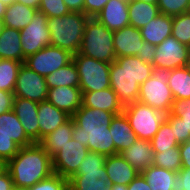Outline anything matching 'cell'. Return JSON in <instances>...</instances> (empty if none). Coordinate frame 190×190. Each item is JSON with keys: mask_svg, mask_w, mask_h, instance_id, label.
I'll use <instances>...</instances> for the list:
<instances>
[{"mask_svg": "<svg viewBox=\"0 0 190 190\" xmlns=\"http://www.w3.org/2000/svg\"><path fill=\"white\" fill-rule=\"evenodd\" d=\"M114 116L112 112L82 105L71 117L74 121L72 138L85 145L89 151L105 156L116 155L110 134Z\"/></svg>", "mask_w": 190, "mask_h": 190, "instance_id": "obj_1", "label": "cell"}, {"mask_svg": "<svg viewBox=\"0 0 190 190\" xmlns=\"http://www.w3.org/2000/svg\"><path fill=\"white\" fill-rule=\"evenodd\" d=\"M154 67L138 56L116 57L110 64V87L123 107L138 101L139 88L150 76Z\"/></svg>", "mask_w": 190, "mask_h": 190, "instance_id": "obj_2", "label": "cell"}, {"mask_svg": "<svg viewBox=\"0 0 190 190\" xmlns=\"http://www.w3.org/2000/svg\"><path fill=\"white\" fill-rule=\"evenodd\" d=\"M6 170L12 177L13 186L21 188H30L54 174L52 157L38 142L20 147L6 163Z\"/></svg>", "mask_w": 190, "mask_h": 190, "instance_id": "obj_3", "label": "cell"}, {"mask_svg": "<svg viewBox=\"0 0 190 190\" xmlns=\"http://www.w3.org/2000/svg\"><path fill=\"white\" fill-rule=\"evenodd\" d=\"M89 18L81 12H69L64 16L48 18L51 45L67 50L73 55L77 54Z\"/></svg>", "mask_w": 190, "mask_h": 190, "instance_id": "obj_4", "label": "cell"}, {"mask_svg": "<svg viewBox=\"0 0 190 190\" xmlns=\"http://www.w3.org/2000/svg\"><path fill=\"white\" fill-rule=\"evenodd\" d=\"M113 33L95 17H90L78 53L111 64L116 59Z\"/></svg>", "mask_w": 190, "mask_h": 190, "instance_id": "obj_5", "label": "cell"}, {"mask_svg": "<svg viewBox=\"0 0 190 190\" xmlns=\"http://www.w3.org/2000/svg\"><path fill=\"white\" fill-rule=\"evenodd\" d=\"M105 155L89 151L69 180V190H110Z\"/></svg>", "mask_w": 190, "mask_h": 190, "instance_id": "obj_6", "label": "cell"}, {"mask_svg": "<svg viewBox=\"0 0 190 190\" xmlns=\"http://www.w3.org/2000/svg\"><path fill=\"white\" fill-rule=\"evenodd\" d=\"M170 70L154 68L150 76L139 88L138 102L151 106L164 114H169L174 102L168 85Z\"/></svg>", "mask_w": 190, "mask_h": 190, "instance_id": "obj_7", "label": "cell"}, {"mask_svg": "<svg viewBox=\"0 0 190 190\" xmlns=\"http://www.w3.org/2000/svg\"><path fill=\"white\" fill-rule=\"evenodd\" d=\"M79 74V88L82 92L110 88V63L98 61L80 53L73 55Z\"/></svg>", "mask_w": 190, "mask_h": 190, "instance_id": "obj_8", "label": "cell"}, {"mask_svg": "<svg viewBox=\"0 0 190 190\" xmlns=\"http://www.w3.org/2000/svg\"><path fill=\"white\" fill-rule=\"evenodd\" d=\"M123 113L137 138L143 140H151L166 119V114L163 112L138 101L125 106Z\"/></svg>", "mask_w": 190, "mask_h": 190, "instance_id": "obj_9", "label": "cell"}, {"mask_svg": "<svg viewBox=\"0 0 190 190\" xmlns=\"http://www.w3.org/2000/svg\"><path fill=\"white\" fill-rule=\"evenodd\" d=\"M73 60V54L56 46L48 45L25 58L24 65L37 74L46 77Z\"/></svg>", "mask_w": 190, "mask_h": 190, "instance_id": "obj_10", "label": "cell"}, {"mask_svg": "<svg viewBox=\"0 0 190 190\" xmlns=\"http://www.w3.org/2000/svg\"><path fill=\"white\" fill-rule=\"evenodd\" d=\"M88 152L89 150L85 145L71 138L52 157L53 173L70 179L78 171Z\"/></svg>", "mask_w": 190, "mask_h": 190, "instance_id": "obj_11", "label": "cell"}, {"mask_svg": "<svg viewBox=\"0 0 190 190\" xmlns=\"http://www.w3.org/2000/svg\"><path fill=\"white\" fill-rule=\"evenodd\" d=\"M47 20L44 13L37 11L30 24L20 30L21 48L25 58L51 45Z\"/></svg>", "mask_w": 190, "mask_h": 190, "instance_id": "obj_12", "label": "cell"}, {"mask_svg": "<svg viewBox=\"0 0 190 190\" xmlns=\"http://www.w3.org/2000/svg\"><path fill=\"white\" fill-rule=\"evenodd\" d=\"M13 93L15 97L29 99L37 103L45 101L48 93L45 77L22 64Z\"/></svg>", "mask_w": 190, "mask_h": 190, "instance_id": "obj_13", "label": "cell"}, {"mask_svg": "<svg viewBox=\"0 0 190 190\" xmlns=\"http://www.w3.org/2000/svg\"><path fill=\"white\" fill-rule=\"evenodd\" d=\"M190 47L180 43L172 35L156 46L154 68L173 70L185 67Z\"/></svg>", "mask_w": 190, "mask_h": 190, "instance_id": "obj_14", "label": "cell"}, {"mask_svg": "<svg viewBox=\"0 0 190 190\" xmlns=\"http://www.w3.org/2000/svg\"><path fill=\"white\" fill-rule=\"evenodd\" d=\"M140 30L131 25L113 33V46L116 57L137 56L143 47Z\"/></svg>", "mask_w": 190, "mask_h": 190, "instance_id": "obj_15", "label": "cell"}, {"mask_svg": "<svg viewBox=\"0 0 190 190\" xmlns=\"http://www.w3.org/2000/svg\"><path fill=\"white\" fill-rule=\"evenodd\" d=\"M13 111L19 118L27 136L33 142H39L38 103L15 97Z\"/></svg>", "mask_w": 190, "mask_h": 190, "instance_id": "obj_16", "label": "cell"}, {"mask_svg": "<svg viewBox=\"0 0 190 190\" xmlns=\"http://www.w3.org/2000/svg\"><path fill=\"white\" fill-rule=\"evenodd\" d=\"M82 97L79 87L59 86L48 89L46 100L72 117L82 106Z\"/></svg>", "mask_w": 190, "mask_h": 190, "instance_id": "obj_17", "label": "cell"}, {"mask_svg": "<svg viewBox=\"0 0 190 190\" xmlns=\"http://www.w3.org/2000/svg\"><path fill=\"white\" fill-rule=\"evenodd\" d=\"M128 2L109 0L95 18L111 31L120 30L129 25Z\"/></svg>", "mask_w": 190, "mask_h": 190, "instance_id": "obj_18", "label": "cell"}, {"mask_svg": "<svg viewBox=\"0 0 190 190\" xmlns=\"http://www.w3.org/2000/svg\"><path fill=\"white\" fill-rule=\"evenodd\" d=\"M39 141L67 122L71 116L45 100L38 103Z\"/></svg>", "mask_w": 190, "mask_h": 190, "instance_id": "obj_19", "label": "cell"}, {"mask_svg": "<svg viewBox=\"0 0 190 190\" xmlns=\"http://www.w3.org/2000/svg\"><path fill=\"white\" fill-rule=\"evenodd\" d=\"M105 170L110 185L121 184L127 186L140 173L121 154L107 156Z\"/></svg>", "mask_w": 190, "mask_h": 190, "instance_id": "obj_20", "label": "cell"}, {"mask_svg": "<svg viewBox=\"0 0 190 190\" xmlns=\"http://www.w3.org/2000/svg\"><path fill=\"white\" fill-rule=\"evenodd\" d=\"M82 93V105L85 107L109 111L115 115L123 113L124 107L111 87L99 91Z\"/></svg>", "mask_w": 190, "mask_h": 190, "instance_id": "obj_21", "label": "cell"}, {"mask_svg": "<svg viewBox=\"0 0 190 190\" xmlns=\"http://www.w3.org/2000/svg\"><path fill=\"white\" fill-rule=\"evenodd\" d=\"M122 157L138 172L153 165L154 150L150 140L137 139L129 148L121 153Z\"/></svg>", "mask_w": 190, "mask_h": 190, "instance_id": "obj_22", "label": "cell"}, {"mask_svg": "<svg viewBox=\"0 0 190 190\" xmlns=\"http://www.w3.org/2000/svg\"><path fill=\"white\" fill-rule=\"evenodd\" d=\"M172 28V17L160 13L139 30L144 41L157 46L172 35Z\"/></svg>", "mask_w": 190, "mask_h": 190, "instance_id": "obj_23", "label": "cell"}, {"mask_svg": "<svg viewBox=\"0 0 190 190\" xmlns=\"http://www.w3.org/2000/svg\"><path fill=\"white\" fill-rule=\"evenodd\" d=\"M110 134L117 154L129 148L138 139L124 113L113 117L110 124Z\"/></svg>", "mask_w": 190, "mask_h": 190, "instance_id": "obj_24", "label": "cell"}, {"mask_svg": "<svg viewBox=\"0 0 190 190\" xmlns=\"http://www.w3.org/2000/svg\"><path fill=\"white\" fill-rule=\"evenodd\" d=\"M0 59H11L24 63L20 30L4 26L0 35Z\"/></svg>", "mask_w": 190, "mask_h": 190, "instance_id": "obj_25", "label": "cell"}, {"mask_svg": "<svg viewBox=\"0 0 190 190\" xmlns=\"http://www.w3.org/2000/svg\"><path fill=\"white\" fill-rule=\"evenodd\" d=\"M37 11L38 9L14 1L7 6L2 23L9 28L18 30L24 29L30 24Z\"/></svg>", "mask_w": 190, "mask_h": 190, "instance_id": "obj_26", "label": "cell"}, {"mask_svg": "<svg viewBox=\"0 0 190 190\" xmlns=\"http://www.w3.org/2000/svg\"><path fill=\"white\" fill-rule=\"evenodd\" d=\"M0 132L11 137L20 147H26L34 143L25 133L13 110L0 115Z\"/></svg>", "mask_w": 190, "mask_h": 190, "instance_id": "obj_27", "label": "cell"}, {"mask_svg": "<svg viewBox=\"0 0 190 190\" xmlns=\"http://www.w3.org/2000/svg\"><path fill=\"white\" fill-rule=\"evenodd\" d=\"M74 121L70 118L63 125L56 128L52 133L43 137L38 143L53 157L71 138Z\"/></svg>", "mask_w": 190, "mask_h": 190, "instance_id": "obj_28", "label": "cell"}, {"mask_svg": "<svg viewBox=\"0 0 190 190\" xmlns=\"http://www.w3.org/2000/svg\"><path fill=\"white\" fill-rule=\"evenodd\" d=\"M129 25L142 28L160 14L158 5L132 0L128 5Z\"/></svg>", "mask_w": 190, "mask_h": 190, "instance_id": "obj_29", "label": "cell"}, {"mask_svg": "<svg viewBox=\"0 0 190 190\" xmlns=\"http://www.w3.org/2000/svg\"><path fill=\"white\" fill-rule=\"evenodd\" d=\"M48 89L59 86L79 87V74L72 60L67 65L55 70L45 77Z\"/></svg>", "mask_w": 190, "mask_h": 190, "instance_id": "obj_30", "label": "cell"}, {"mask_svg": "<svg viewBox=\"0 0 190 190\" xmlns=\"http://www.w3.org/2000/svg\"><path fill=\"white\" fill-rule=\"evenodd\" d=\"M141 174L150 185L151 190H171V185L177 172L151 165Z\"/></svg>", "mask_w": 190, "mask_h": 190, "instance_id": "obj_31", "label": "cell"}, {"mask_svg": "<svg viewBox=\"0 0 190 190\" xmlns=\"http://www.w3.org/2000/svg\"><path fill=\"white\" fill-rule=\"evenodd\" d=\"M168 85L174 100L190 98V71L186 67L171 70Z\"/></svg>", "mask_w": 190, "mask_h": 190, "instance_id": "obj_32", "label": "cell"}, {"mask_svg": "<svg viewBox=\"0 0 190 190\" xmlns=\"http://www.w3.org/2000/svg\"><path fill=\"white\" fill-rule=\"evenodd\" d=\"M22 64L16 60L0 59V90L14 91L16 79Z\"/></svg>", "mask_w": 190, "mask_h": 190, "instance_id": "obj_33", "label": "cell"}, {"mask_svg": "<svg viewBox=\"0 0 190 190\" xmlns=\"http://www.w3.org/2000/svg\"><path fill=\"white\" fill-rule=\"evenodd\" d=\"M150 141L154 152L170 150V148L179 147L180 145L174 136L173 128L166 120L163 121L159 130Z\"/></svg>", "mask_w": 190, "mask_h": 190, "instance_id": "obj_34", "label": "cell"}, {"mask_svg": "<svg viewBox=\"0 0 190 190\" xmlns=\"http://www.w3.org/2000/svg\"><path fill=\"white\" fill-rule=\"evenodd\" d=\"M153 165L178 172L182 168L179 147H172L170 150L162 152H154Z\"/></svg>", "mask_w": 190, "mask_h": 190, "instance_id": "obj_35", "label": "cell"}, {"mask_svg": "<svg viewBox=\"0 0 190 190\" xmlns=\"http://www.w3.org/2000/svg\"><path fill=\"white\" fill-rule=\"evenodd\" d=\"M172 36L190 47V11L172 17Z\"/></svg>", "mask_w": 190, "mask_h": 190, "instance_id": "obj_36", "label": "cell"}, {"mask_svg": "<svg viewBox=\"0 0 190 190\" xmlns=\"http://www.w3.org/2000/svg\"><path fill=\"white\" fill-rule=\"evenodd\" d=\"M157 5L161 14L171 17L190 11V0H158Z\"/></svg>", "mask_w": 190, "mask_h": 190, "instance_id": "obj_37", "label": "cell"}, {"mask_svg": "<svg viewBox=\"0 0 190 190\" xmlns=\"http://www.w3.org/2000/svg\"><path fill=\"white\" fill-rule=\"evenodd\" d=\"M169 114L180 117L185 127V135H190V98L174 100Z\"/></svg>", "mask_w": 190, "mask_h": 190, "instance_id": "obj_38", "label": "cell"}, {"mask_svg": "<svg viewBox=\"0 0 190 190\" xmlns=\"http://www.w3.org/2000/svg\"><path fill=\"white\" fill-rule=\"evenodd\" d=\"M38 11L48 18L64 16L70 12L64 0H41Z\"/></svg>", "mask_w": 190, "mask_h": 190, "instance_id": "obj_39", "label": "cell"}, {"mask_svg": "<svg viewBox=\"0 0 190 190\" xmlns=\"http://www.w3.org/2000/svg\"><path fill=\"white\" fill-rule=\"evenodd\" d=\"M29 190H69V180L52 174L47 179L34 184Z\"/></svg>", "mask_w": 190, "mask_h": 190, "instance_id": "obj_40", "label": "cell"}, {"mask_svg": "<svg viewBox=\"0 0 190 190\" xmlns=\"http://www.w3.org/2000/svg\"><path fill=\"white\" fill-rule=\"evenodd\" d=\"M20 146L11 137L0 132V158L7 163L19 151Z\"/></svg>", "mask_w": 190, "mask_h": 190, "instance_id": "obj_41", "label": "cell"}, {"mask_svg": "<svg viewBox=\"0 0 190 190\" xmlns=\"http://www.w3.org/2000/svg\"><path fill=\"white\" fill-rule=\"evenodd\" d=\"M165 120L173 128L174 136L179 144L188 141L190 135H185V127L180 117L167 114Z\"/></svg>", "mask_w": 190, "mask_h": 190, "instance_id": "obj_42", "label": "cell"}, {"mask_svg": "<svg viewBox=\"0 0 190 190\" xmlns=\"http://www.w3.org/2000/svg\"><path fill=\"white\" fill-rule=\"evenodd\" d=\"M171 190H190V168H181L177 172Z\"/></svg>", "mask_w": 190, "mask_h": 190, "instance_id": "obj_43", "label": "cell"}, {"mask_svg": "<svg viewBox=\"0 0 190 190\" xmlns=\"http://www.w3.org/2000/svg\"><path fill=\"white\" fill-rule=\"evenodd\" d=\"M109 0H85L84 14L88 17L98 15Z\"/></svg>", "mask_w": 190, "mask_h": 190, "instance_id": "obj_44", "label": "cell"}, {"mask_svg": "<svg viewBox=\"0 0 190 190\" xmlns=\"http://www.w3.org/2000/svg\"><path fill=\"white\" fill-rule=\"evenodd\" d=\"M15 95L13 92L0 90V115L13 110Z\"/></svg>", "mask_w": 190, "mask_h": 190, "instance_id": "obj_45", "label": "cell"}, {"mask_svg": "<svg viewBox=\"0 0 190 190\" xmlns=\"http://www.w3.org/2000/svg\"><path fill=\"white\" fill-rule=\"evenodd\" d=\"M156 53V46L144 41L141 53L137 56L146 63L153 64Z\"/></svg>", "mask_w": 190, "mask_h": 190, "instance_id": "obj_46", "label": "cell"}, {"mask_svg": "<svg viewBox=\"0 0 190 190\" xmlns=\"http://www.w3.org/2000/svg\"><path fill=\"white\" fill-rule=\"evenodd\" d=\"M127 190H151V188L144 176L139 173L138 176L127 185Z\"/></svg>", "mask_w": 190, "mask_h": 190, "instance_id": "obj_47", "label": "cell"}, {"mask_svg": "<svg viewBox=\"0 0 190 190\" xmlns=\"http://www.w3.org/2000/svg\"><path fill=\"white\" fill-rule=\"evenodd\" d=\"M182 168H190V138L179 145Z\"/></svg>", "mask_w": 190, "mask_h": 190, "instance_id": "obj_48", "label": "cell"}, {"mask_svg": "<svg viewBox=\"0 0 190 190\" xmlns=\"http://www.w3.org/2000/svg\"><path fill=\"white\" fill-rule=\"evenodd\" d=\"M13 181L10 173L5 170L0 174V190H13Z\"/></svg>", "mask_w": 190, "mask_h": 190, "instance_id": "obj_49", "label": "cell"}, {"mask_svg": "<svg viewBox=\"0 0 190 190\" xmlns=\"http://www.w3.org/2000/svg\"><path fill=\"white\" fill-rule=\"evenodd\" d=\"M84 1L85 0H64V3L70 12L84 13Z\"/></svg>", "mask_w": 190, "mask_h": 190, "instance_id": "obj_50", "label": "cell"}, {"mask_svg": "<svg viewBox=\"0 0 190 190\" xmlns=\"http://www.w3.org/2000/svg\"><path fill=\"white\" fill-rule=\"evenodd\" d=\"M16 1L26 6L39 9V4L41 0H16Z\"/></svg>", "mask_w": 190, "mask_h": 190, "instance_id": "obj_51", "label": "cell"}, {"mask_svg": "<svg viewBox=\"0 0 190 190\" xmlns=\"http://www.w3.org/2000/svg\"><path fill=\"white\" fill-rule=\"evenodd\" d=\"M7 6L0 1V20L3 19Z\"/></svg>", "mask_w": 190, "mask_h": 190, "instance_id": "obj_52", "label": "cell"}, {"mask_svg": "<svg viewBox=\"0 0 190 190\" xmlns=\"http://www.w3.org/2000/svg\"><path fill=\"white\" fill-rule=\"evenodd\" d=\"M110 190H127V186L121 184L111 185Z\"/></svg>", "mask_w": 190, "mask_h": 190, "instance_id": "obj_53", "label": "cell"}, {"mask_svg": "<svg viewBox=\"0 0 190 190\" xmlns=\"http://www.w3.org/2000/svg\"><path fill=\"white\" fill-rule=\"evenodd\" d=\"M6 170V163L0 158V174Z\"/></svg>", "mask_w": 190, "mask_h": 190, "instance_id": "obj_54", "label": "cell"}, {"mask_svg": "<svg viewBox=\"0 0 190 190\" xmlns=\"http://www.w3.org/2000/svg\"><path fill=\"white\" fill-rule=\"evenodd\" d=\"M185 67L190 71V49H189L188 58H187Z\"/></svg>", "mask_w": 190, "mask_h": 190, "instance_id": "obj_55", "label": "cell"}, {"mask_svg": "<svg viewBox=\"0 0 190 190\" xmlns=\"http://www.w3.org/2000/svg\"><path fill=\"white\" fill-rule=\"evenodd\" d=\"M136 1H142V2H146V3H151L154 5H157L158 0H136Z\"/></svg>", "mask_w": 190, "mask_h": 190, "instance_id": "obj_56", "label": "cell"}, {"mask_svg": "<svg viewBox=\"0 0 190 190\" xmlns=\"http://www.w3.org/2000/svg\"><path fill=\"white\" fill-rule=\"evenodd\" d=\"M2 3H4L6 6H9L10 4H12L14 1L16 0H0Z\"/></svg>", "mask_w": 190, "mask_h": 190, "instance_id": "obj_57", "label": "cell"}, {"mask_svg": "<svg viewBox=\"0 0 190 190\" xmlns=\"http://www.w3.org/2000/svg\"><path fill=\"white\" fill-rule=\"evenodd\" d=\"M3 28H4V24L2 23V20H0V35L2 33Z\"/></svg>", "mask_w": 190, "mask_h": 190, "instance_id": "obj_58", "label": "cell"}, {"mask_svg": "<svg viewBox=\"0 0 190 190\" xmlns=\"http://www.w3.org/2000/svg\"><path fill=\"white\" fill-rule=\"evenodd\" d=\"M13 190H29V188L14 187Z\"/></svg>", "mask_w": 190, "mask_h": 190, "instance_id": "obj_59", "label": "cell"}, {"mask_svg": "<svg viewBox=\"0 0 190 190\" xmlns=\"http://www.w3.org/2000/svg\"><path fill=\"white\" fill-rule=\"evenodd\" d=\"M122 1H125V2H128V3H129V2H131L132 0H122Z\"/></svg>", "mask_w": 190, "mask_h": 190, "instance_id": "obj_60", "label": "cell"}]
</instances>
